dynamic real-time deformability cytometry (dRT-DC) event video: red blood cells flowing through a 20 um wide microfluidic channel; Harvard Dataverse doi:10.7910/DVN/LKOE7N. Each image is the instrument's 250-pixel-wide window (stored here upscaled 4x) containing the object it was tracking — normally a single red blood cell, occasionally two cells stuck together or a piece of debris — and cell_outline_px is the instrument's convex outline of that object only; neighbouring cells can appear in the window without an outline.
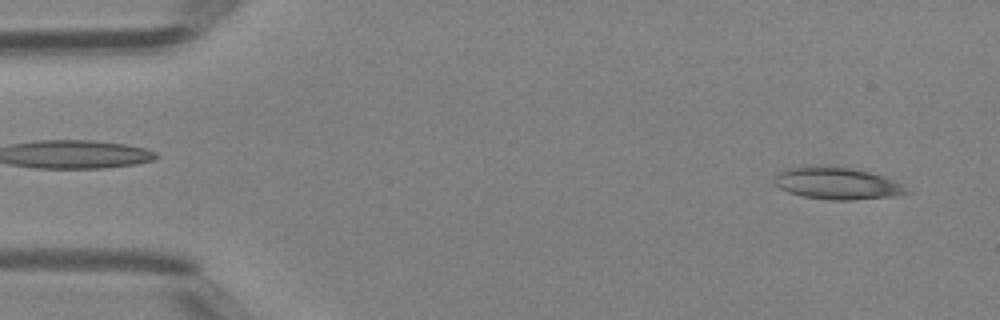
{"species": "Egyptian fruit bat (a non-hibernating species)", "species_latin": "Rousettus aegyptiacus", "temperature_condition": "room temperature", "stored_images_in_passage": 45, "camera_frame_rate_fps": 3000, "um_per_image_px": 0.085, "animal": {"sex": "female"}, "frame": {"image": 1, "passage_image": 4, "time_ms": 1.0, "image_size_px": [1000, 320], "cell_outline_px": [[884, 192], [876, 196], [812, 196], [796, 192], [792, 172], [860, 172], [872, 176]], "centroid_in_image_um": [71.07, 15.65], "position_along_channel_um": 13.9, "area_um2": 13.99}}
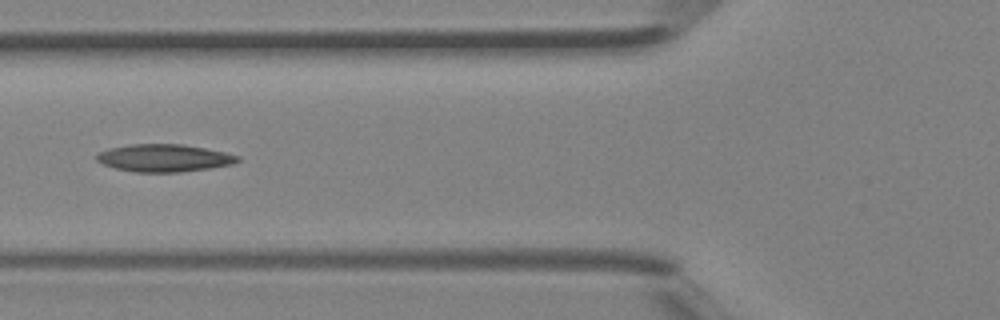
{"frame": {"image": 2, "passage_image": 18, "time_ms": 5.667, "image_size_px": [1000, 320], "cell_outline_px": [[236, 160], [220, 164], [196, 168], [124, 168], [108, 164], [100, 156], [120, 148], [148, 144], [168, 144], [196, 148], [216, 152], [232, 156]], "centroid_in_image_um": [13.97, 13.35], "position_along_channel_um": 111.8, "area_um2": 17.46}}
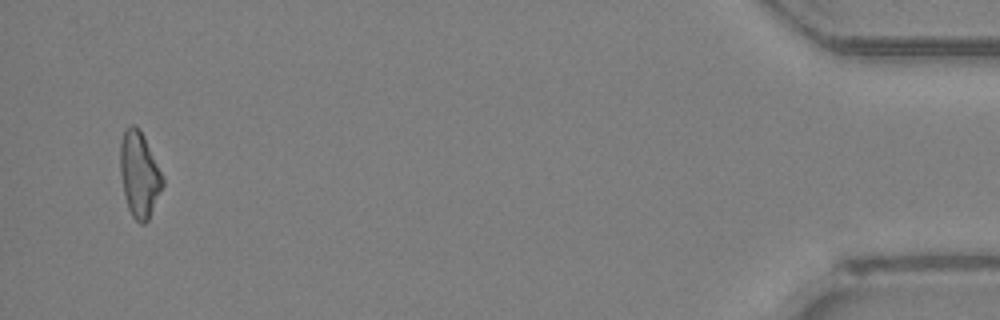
{"frame": {"image": 3, "passage_image": 44, "time_ms": 14.333, "image_size_px": [1000, 320], "cell_outline_px": [[160, 188], [148, 216], [144, 220], [132, 212], [128, 200], [124, 184], [124, 136], [136, 128], [140, 132], [144, 140], [160, 176]], "centroid_in_image_um": [11.88, 14.87], "position_along_channel_um": 423.3, "area_um2": 16.65}}